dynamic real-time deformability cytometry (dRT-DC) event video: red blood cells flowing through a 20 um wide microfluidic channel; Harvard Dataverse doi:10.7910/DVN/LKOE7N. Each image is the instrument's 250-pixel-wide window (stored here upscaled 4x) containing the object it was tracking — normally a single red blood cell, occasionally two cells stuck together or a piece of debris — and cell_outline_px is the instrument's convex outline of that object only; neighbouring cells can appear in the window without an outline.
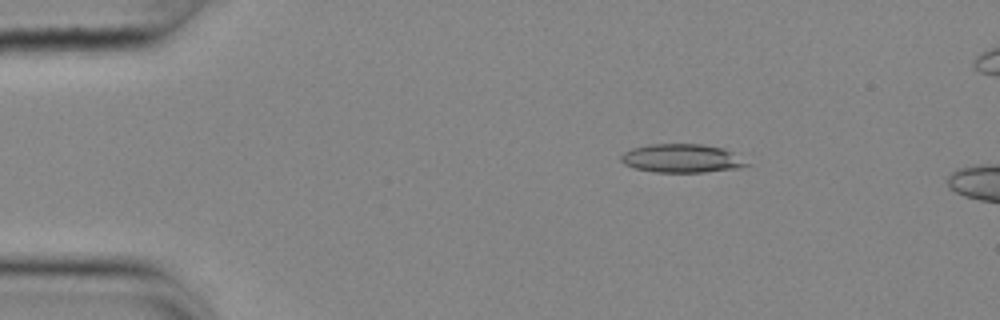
{"species": "common noctule bat (a hibernating species)", "species_latin": "Nyctalus noctula", "temperature_condition": "cold", "stored_images_in_passage": 14, "camera_frame_rate_fps": 3000, "um_per_image_px": 0.085, "animal": {"sex": "female", "body_mass_g": 25.1}, "frame": {"image": 1, "passage_image": 8, "time_ms": 2.333, "image_size_px": [1000, 320], "cell_outline_px": [[748, 164], [736, 168], [704, 172], [656, 172], [636, 168], [624, 164], [620, 160], [620, 156], [624, 152], [632, 148], [648, 144], [700, 144], [724, 148]], "centroid_in_image_um": [57.86, 13.45], "position_along_channel_um": 27.1, "area_um2": 20.52}}